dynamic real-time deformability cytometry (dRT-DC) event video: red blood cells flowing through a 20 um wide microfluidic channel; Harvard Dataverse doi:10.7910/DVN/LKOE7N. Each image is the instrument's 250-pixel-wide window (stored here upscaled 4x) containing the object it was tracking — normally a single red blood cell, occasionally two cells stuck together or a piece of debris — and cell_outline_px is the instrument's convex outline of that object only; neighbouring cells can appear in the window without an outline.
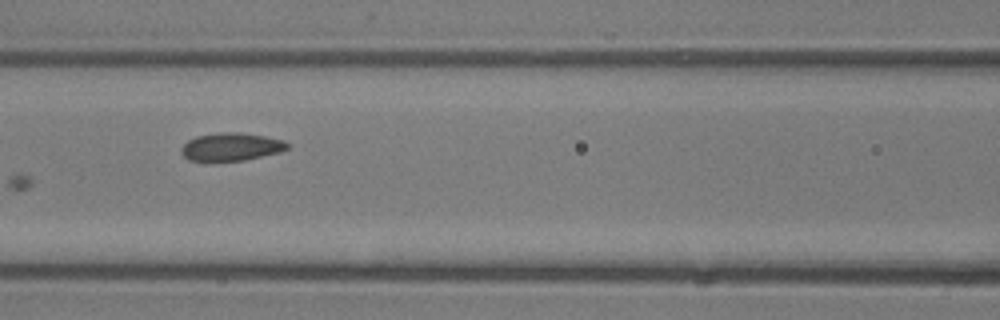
{"species": "common noctule bat (a hibernating species)", "species_latin": "Nyctalus noctula", "temperature_condition": "room temperature", "stored_images_in_passage": 6, "camera_frame_rate_fps": 3000, "um_per_image_px": 0.085, "animal": {"sex": "male", "body_mass_g": 13.3}, "frame": {"image": 1, "passage_image": 6, "time_ms": 5.667, "image_size_px": [1000, 320], "cell_outline_px": [[288, 148], [280, 152], [244, 160], [188, 160], [180, 152], [180, 148], [188, 140], [196, 136], [220, 132], [240, 132], [264, 136], [284, 140], [288, 144]], "centroid_in_image_um": [19.64, 12.46], "position_along_channel_um": 147.0, "area_um2": 17.11}}